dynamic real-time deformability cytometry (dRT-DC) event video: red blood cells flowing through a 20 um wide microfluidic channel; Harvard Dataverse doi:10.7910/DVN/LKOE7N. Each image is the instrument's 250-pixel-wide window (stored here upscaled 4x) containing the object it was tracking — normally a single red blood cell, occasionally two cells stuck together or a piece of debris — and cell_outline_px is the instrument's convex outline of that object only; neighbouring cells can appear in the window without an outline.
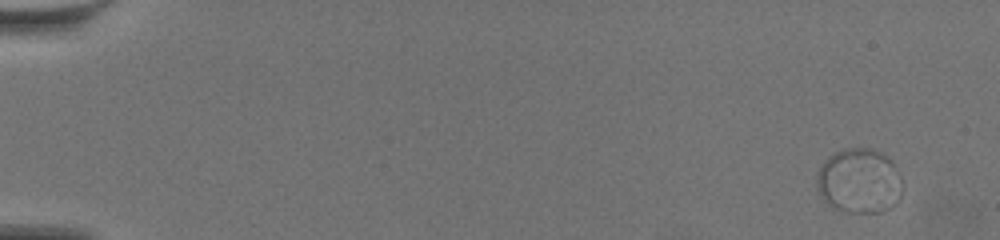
{"species": "common noctule bat (a hibernating species)", "species_latin": "Nyctalus noctula", "temperature_condition": "warm", "stored_images_in_passage": 2, "camera_frame_rate_fps": 3000, "um_per_image_px": 0.085, "animal": {"sex": "female", "body_mass_g": 19.5, "forearm_length_mm": 54.1}, "frame": {"image": 1, "passage_image": 1, "time_ms": 0.0, "image_size_px": [1000, 240], "cell_outline_px": [[904, 188], [900, 196], [888, 208], [880, 212], [844, 212], [832, 208], [824, 200], [816, 184], [816, 176], [820, 168], [828, 156], [844, 148], [872, 148], [892, 160], [904, 184]], "centroid_in_image_um": [73.04, 15.38], "position_along_channel_um": 12.0, "area_um2": 32.43}}